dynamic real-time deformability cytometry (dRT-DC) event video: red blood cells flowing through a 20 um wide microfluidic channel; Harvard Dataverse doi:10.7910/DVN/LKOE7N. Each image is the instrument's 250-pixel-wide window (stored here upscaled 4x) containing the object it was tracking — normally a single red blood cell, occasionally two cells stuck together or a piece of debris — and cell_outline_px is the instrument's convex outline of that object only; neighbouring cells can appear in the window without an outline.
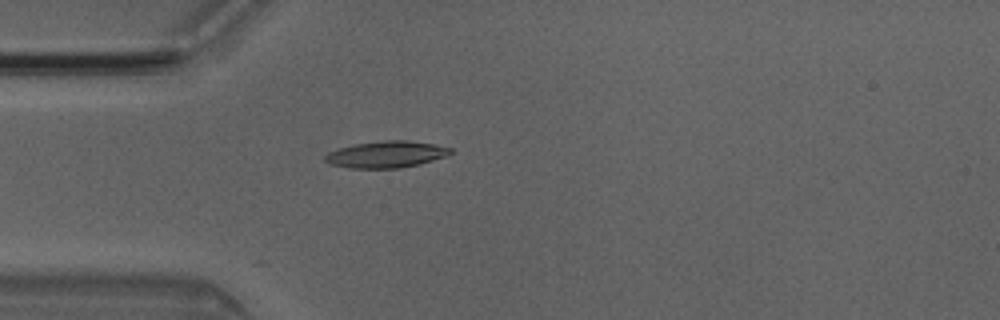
{"species": "Egyptian fruit bat (a non-hibernating species)", "species_latin": "Rousettus aegyptiacus", "temperature_condition": "room temperature", "stored_images_in_passage": 4, "camera_frame_rate_fps": 3000, "um_per_image_px": 0.085, "animal": {"sex": "male"}, "frame": {"image": 1, "passage_image": 4, "time_ms": 1.0, "image_size_px": [1000, 320], "cell_outline_px": [[456, 152], [420, 164], [400, 168], [348, 168], [328, 164], [324, 160], [324, 156], [328, 152], [340, 148], [356, 144], [384, 140], [408, 140], [436, 144], [452, 148]], "centroid_in_image_um": [32.84, 13.12], "position_along_channel_um": 52.2, "area_um2": 19.59}}